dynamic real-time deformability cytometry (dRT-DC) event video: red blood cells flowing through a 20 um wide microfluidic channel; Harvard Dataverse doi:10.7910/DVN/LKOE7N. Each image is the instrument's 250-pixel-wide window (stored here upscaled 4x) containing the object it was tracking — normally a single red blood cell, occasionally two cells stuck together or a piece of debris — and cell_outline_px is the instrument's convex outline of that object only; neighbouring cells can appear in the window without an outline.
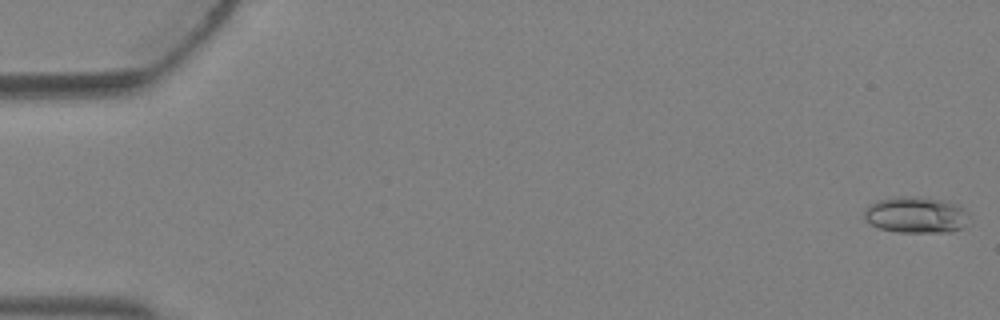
{"species": "Egyptian fruit bat (a non-hibernating species)", "species_latin": "Rousettus aegyptiacus", "temperature_condition": "warm", "stored_images_in_passage": 4, "camera_frame_rate_fps": 3000, "um_per_image_px": 0.085, "animal": {"sex": "female"}, "frame": {"image": 1, "passage_image": 1, "time_ms": 0.0, "image_size_px": [1000, 320], "cell_outline_px": [[968, 216], [960, 228], [952, 232], [896, 232], [880, 228], [872, 224], [864, 216], [864, 208], [868, 204], [876, 200], [900, 196], [916, 196], [940, 200], [956, 204], [964, 208], [968, 212]], "centroid_in_image_um": [77.82, 18.25], "position_along_channel_um": 7.2, "area_um2": 22.08}}